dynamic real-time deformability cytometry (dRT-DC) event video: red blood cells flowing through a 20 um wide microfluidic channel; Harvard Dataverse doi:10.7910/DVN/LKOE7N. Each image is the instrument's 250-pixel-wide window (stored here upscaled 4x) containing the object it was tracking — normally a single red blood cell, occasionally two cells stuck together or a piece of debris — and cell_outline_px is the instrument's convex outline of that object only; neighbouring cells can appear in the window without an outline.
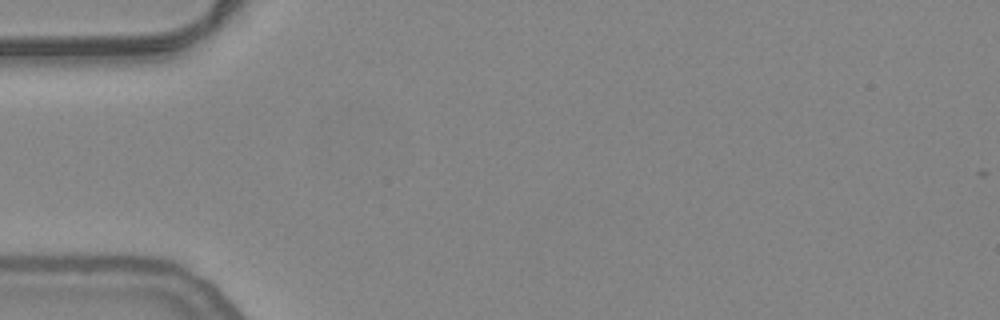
{"species": "common noctule bat (a hibernating species)", "species_latin": "Nyctalus noctula", "temperature_condition": "warm", "stored_images_in_passage": 2, "camera_frame_rate_fps": 3000, "um_per_image_px": 0.085, "animal": {"sex": "female", "body_mass_g": 24.6, "forearm_length_mm": 56.2}, "frame": {"image": 1, "passage_image": 1, "time_ms": 0.0, "image_size_px": [1000, 320], "cell_outline_px": [[192, 24], [184, 32], [152, 48], [68, 40], [68, 36], [188, 24]], "centroid_in_image_um": [11.44, 3.09], "position_along_channel_um": 73.6, "area_um2": 10.87}}